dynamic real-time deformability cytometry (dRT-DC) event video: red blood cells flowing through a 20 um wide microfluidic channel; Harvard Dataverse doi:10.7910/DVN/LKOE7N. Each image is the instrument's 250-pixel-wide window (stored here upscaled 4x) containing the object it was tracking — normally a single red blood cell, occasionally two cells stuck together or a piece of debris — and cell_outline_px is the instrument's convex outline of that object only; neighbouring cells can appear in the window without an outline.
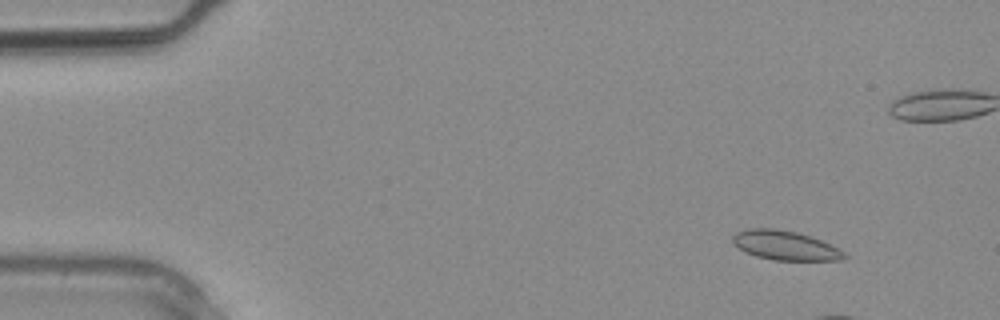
{"species": "common noctule bat (a hibernating species)", "species_latin": "Nyctalus noctula", "temperature_condition": "warm", "stored_images_in_passage": 3, "camera_frame_rate_fps": 3000, "um_per_image_px": 0.085, "animal": {"sex": "male", "body_mass_g": 20.4}, "frame": {"image": 1, "passage_image": 1, "time_ms": 0.0, "image_size_px": [1000, 320], "cell_outline_px": [[848, 256], [844, 260], [772, 260], [756, 256], [744, 252], [732, 244], [732, 236], [736, 232], [748, 228], [776, 228], [796, 232], [820, 240], [844, 252]], "centroid_in_image_um": [66.67, 20.86], "position_along_channel_um": 18.3, "area_um2": 19.07}}